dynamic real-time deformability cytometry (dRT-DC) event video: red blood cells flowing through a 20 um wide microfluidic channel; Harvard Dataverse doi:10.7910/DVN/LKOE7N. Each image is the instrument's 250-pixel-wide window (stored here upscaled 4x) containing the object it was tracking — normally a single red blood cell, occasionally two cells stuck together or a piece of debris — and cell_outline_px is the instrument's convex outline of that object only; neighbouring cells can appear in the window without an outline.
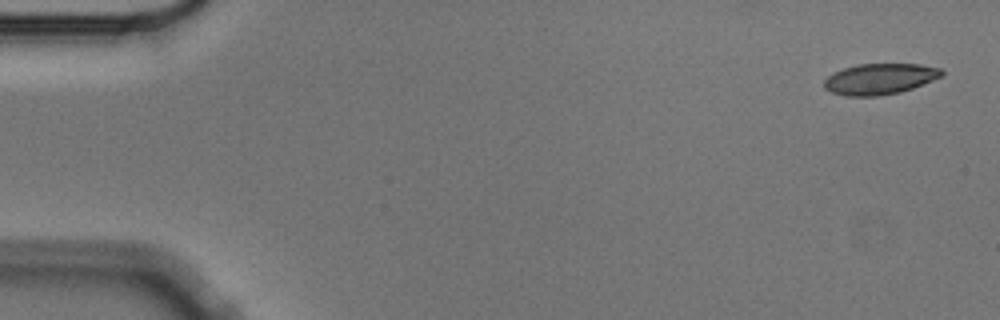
{"species": "Egyptian fruit bat (a non-hibernating species)", "species_latin": "Rousettus aegyptiacus", "temperature_condition": "cold", "stored_images_in_passage": 4, "camera_frame_rate_fps": 3000, "um_per_image_px": 0.085, "animal": {"sex": "male"}, "frame": {"image": 1, "passage_image": 1, "time_ms": 0.0, "image_size_px": [1000, 320], "cell_outline_px": [[944, 76], [912, 88], [900, 92], [880, 96], [844, 96], [832, 92], [824, 88], [824, 80], [828, 76], [844, 68], [856, 64], [920, 64], [940, 68], [944, 72]], "centroid_in_image_um": [74.8, 6.71], "position_along_channel_um": 10.2, "area_um2": 21.21}}
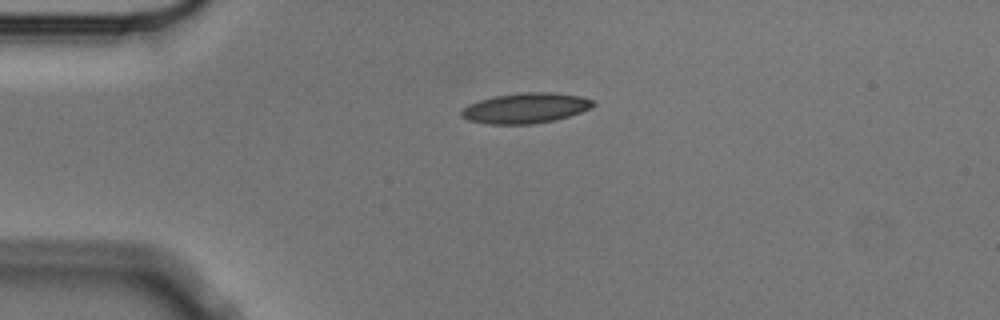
{"frame": {"image": 2, "passage_image": 4, "time_ms": 1.0, "image_size_px": [1000, 320], "cell_outline_px": [[596, 104], [580, 112], [556, 120], [532, 124], [488, 124], [468, 120], [460, 116], [460, 112], [468, 104], [480, 100], [496, 96], [524, 92], [552, 92], [580, 96], [596, 100]], "centroid_in_image_um": [44.68, 9.19], "position_along_channel_um": 40.3, "area_um2": 23.24}}